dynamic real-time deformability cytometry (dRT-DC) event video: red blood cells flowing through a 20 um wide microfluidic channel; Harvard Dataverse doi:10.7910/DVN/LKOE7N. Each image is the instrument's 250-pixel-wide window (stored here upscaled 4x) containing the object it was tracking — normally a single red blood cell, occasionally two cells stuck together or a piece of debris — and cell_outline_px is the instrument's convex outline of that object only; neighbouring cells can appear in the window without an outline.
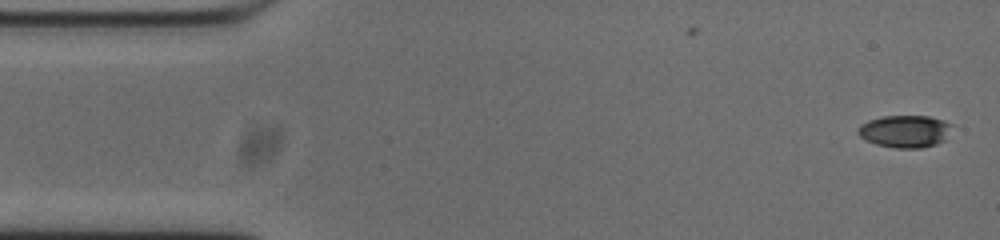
{"species": "common noctule bat (a hibernating species)", "species_latin": "Nyctalus noctula", "temperature_condition": "cold", "stored_images_in_passage": 52, "camera_frame_rate_fps": 3000, "um_per_image_px": 0.085, "animal": {"sex": "male", "body_mass_g": 20.0, "forearm_length_mm": 53.3}, "frame": {"image": 1, "passage_image": 1, "time_ms": 0.0, "image_size_px": [1000, 240], "cell_outline_px": [[952, 124], [944, 140], [936, 144], [920, 148], [892, 148], [876, 144], [860, 136], [856, 132], [856, 128], [860, 124], [868, 120], [884, 116], [928, 116], [944, 120]], "centroid_in_image_um": [76.88, 11.15], "position_along_channel_um": 8.1, "area_um2": 17.69}}
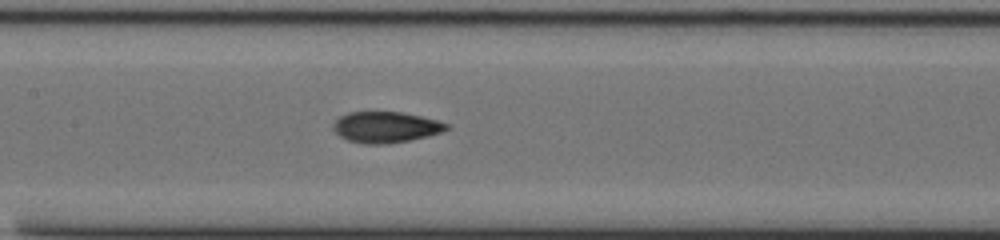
{"frame": {"image": 2, "passage_image": 23, "time_ms": 7.333, "image_size_px": [1000, 240], "cell_outline_px": [[448, 128], [444, 132], [428, 136], [408, 140], [380, 144], [364, 144], [348, 140], [340, 136], [332, 128], [332, 124], [340, 116], [348, 112], [404, 112], [436, 120], [448, 124]], "centroid_in_image_um": [32.77, 10.8], "position_along_channel_um": 174.6, "area_um2": 20.35}}
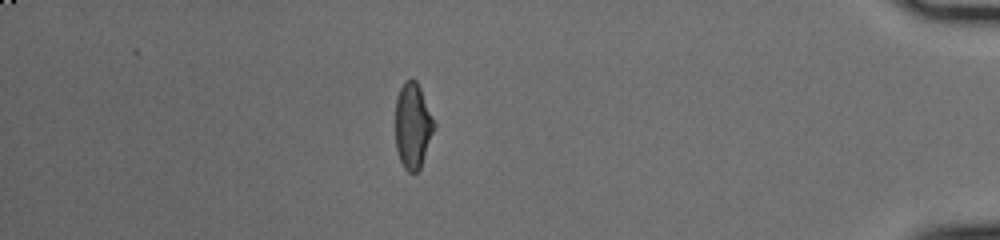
{"frame": {"image": 3, "passage_image": 45, "time_ms": 14.667, "image_size_px": [1000, 240], "cell_outline_px": [[436, 124], [420, 168], [416, 172], [408, 172], [404, 168], [400, 160], [396, 148], [396, 96], [404, 80], [416, 80], [420, 88]], "centroid_in_image_um": [35.08, 10.68], "position_along_channel_um": 400.1, "area_um2": 19.13}, "authors_computed_cell_mechanics": {"area_um2": 19.941, "velocity_mm_per_s": 3.791, "shape_relaxation_time_tau1_ms": 7.3422, "shape_relaxation_time_tau2_ms": 2.5945, "deformation_change_tau1": 0.2071, "deformation_change_tau2": 0.0782}}